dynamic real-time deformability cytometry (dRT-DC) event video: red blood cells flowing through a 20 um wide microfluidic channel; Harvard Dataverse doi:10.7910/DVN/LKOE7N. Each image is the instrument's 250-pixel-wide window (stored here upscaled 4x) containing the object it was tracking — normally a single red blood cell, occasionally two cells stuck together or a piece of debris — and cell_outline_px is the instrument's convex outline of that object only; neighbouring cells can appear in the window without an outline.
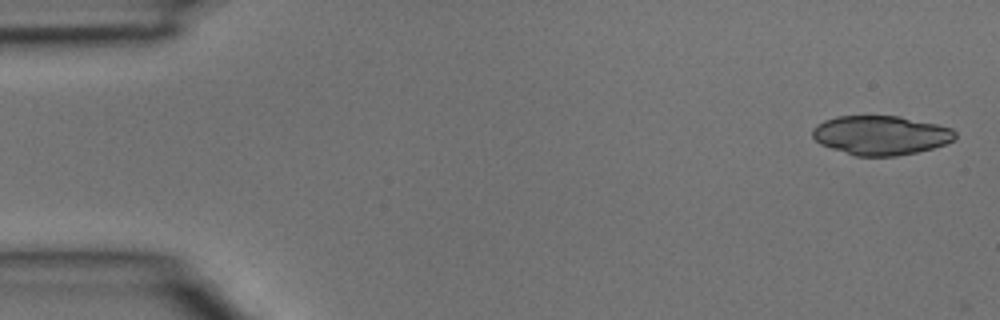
{"species": "common noctule bat (a hibernating species)", "species_latin": "Nyctalus noctula", "temperature_condition": "room temperature", "stored_images_in_passage": 4, "segment_of_instrument_passage": [2, 2], "camera_frame_rate_fps": 3000, "um_per_image_px": 0.085, "animal": {"sex": "male", "body_mass_g": 15.6}, "frame": {"image": 1, "passage_image": 4, "time_ms": 1.0, "image_size_px": [1000, 320], "cell_outline_px": [[956, 136], [952, 140], [944, 144], [932, 148], [916, 152], [896, 156], [856, 156], [820, 144], [812, 136], [812, 128], [816, 124], [824, 120], [836, 116], [900, 116], [936, 124], [952, 128], [956, 132]], "centroid_in_image_um": [74.84, 11.49], "position_along_channel_um": 10.2, "area_um2": 32.54}}